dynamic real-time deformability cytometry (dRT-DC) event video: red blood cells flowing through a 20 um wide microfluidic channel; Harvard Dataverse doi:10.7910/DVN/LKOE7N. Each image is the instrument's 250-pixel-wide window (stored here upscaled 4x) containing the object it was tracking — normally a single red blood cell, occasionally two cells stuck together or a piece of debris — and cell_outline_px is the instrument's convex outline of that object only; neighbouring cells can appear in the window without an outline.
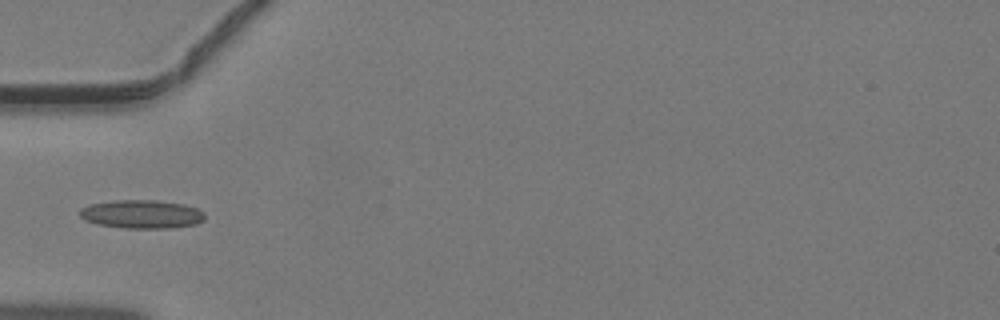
{"species": "common noctule bat (a hibernating species)", "species_latin": "Nyctalus noctula", "temperature_condition": "warm", "stored_images_in_passage": 31, "camera_frame_rate_fps": 3000, "um_per_image_px": 0.085, "animal": {"sex": "male", "body_mass_g": 19.2, "forearm_length_mm": 51.8}, "frame": {"image": 1, "passage_image": 1, "time_ms": 0.0, "image_size_px": [1000, 320], "cell_outline_px": [[204, 220], [196, 224], [172, 228], [124, 228], [96, 224], [84, 220], [80, 216], [80, 208], [88, 204], [116, 200], [156, 200], [184, 204], [196, 208], [204, 212]], "centroid_in_image_um": [12.03, 18.2], "position_along_channel_um": 73.0, "area_um2": 20.92}}
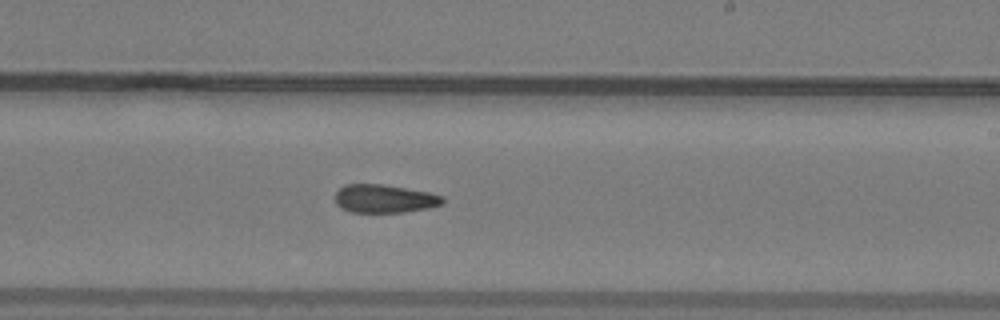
{"frame": {"image": 2, "passage_image": 13, "time_ms": 4.0, "image_size_px": [1000, 320], "cell_outline_px": [[444, 200], [440, 204], [428, 208], [404, 212], [352, 212], [336, 204], [336, 192], [344, 184], [384, 184], [428, 192], [440, 196]], "centroid_in_image_um": [32.65, 16.88], "position_along_channel_um": 256.4, "area_um2": 17.46}}
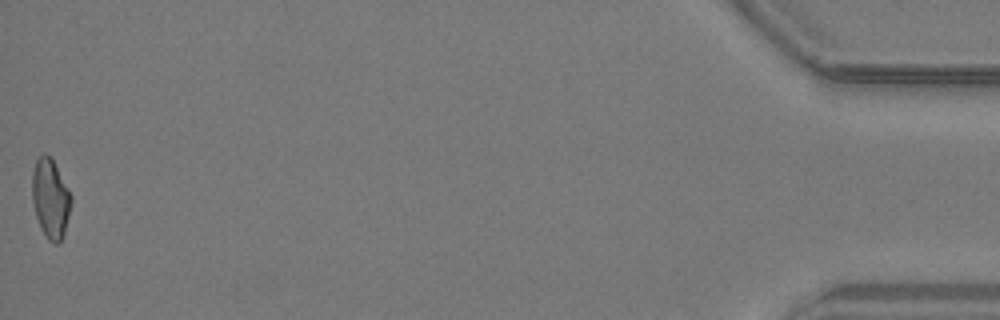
{"frame": {"image": 3, "passage_image": 31, "time_ms": 10.0, "image_size_px": [1000, 320], "cell_outline_px": [[72, 200], [64, 232], [60, 244], [56, 244], [48, 240], [40, 228], [36, 216], [32, 200], [32, 172], [36, 160], [44, 152], [52, 160], [68, 188], [72, 196]], "centroid_in_image_um": [4.28, 16.9], "position_along_channel_um": 430.9, "area_um2": 17.86}}